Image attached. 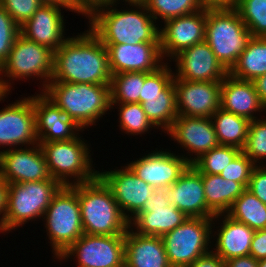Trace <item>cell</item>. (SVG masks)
<instances>
[{
	"instance_id": "cell-1",
	"label": "cell",
	"mask_w": 266,
	"mask_h": 267,
	"mask_svg": "<svg viewBox=\"0 0 266 267\" xmlns=\"http://www.w3.org/2000/svg\"><path fill=\"white\" fill-rule=\"evenodd\" d=\"M111 77L107 48L89 29L54 52L51 81L110 85Z\"/></svg>"
},
{
	"instance_id": "cell-2",
	"label": "cell",
	"mask_w": 266,
	"mask_h": 267,
	"mask_svg": "<svg viewBox=\"0 0 266 267\" xmlns=\"http://www.w3.org/2000/svg\"><path fill=\"white\" fill-rule=\"evenodd\" d=\"M113 3L95 11L89 18V30L103 44H139L160 42L159 26L145 5L116 8ZM136 9V10H135Z\"/></svg>"
},
{
	"instance_id": "cell-3",
	"label": "cell",
	"mask_w": 266,
	"mask_h": 267,
	"mask_svg": "<svg viewBox=\"0 0 266 267\" xmlns=\"http://www.w3.org/2000/svg\"><path fill=\"white\" fill-rule=\"evenodd\" d=\"M43 93L83 131L111 110L109 84L50 81Z\"/></svg>"
},
{
	"instance_id": "cell-4",
	"label": "cell",
	"mask_w": 266,
	"mask_h": 267,
	"mask_svg": "<svg viewBox=\"0 0 266 267\" xmlns=\"http://www.w3.org/2000/svg\"><path fill=\"white\" fill-rule=\"evenodd\" d=\"M78 200L84 234L125 235L129 229V220L98 176L93 181L78 184Z\"/></svg>"
},
{
	"instance_id": "cell-5",
	"label": "cell",
	"mask_w": 266,
	"mask_h": 267,
	"mask_svg": "<svg viewBox=\"0 0 266 267\" xmlns=\"http://www.w3.org/2000/svg\"><path fill=\"white\" fill-rule=\"evenodd\" d=\"M252 37L235 8H206L205 41L228 72Z\"/></svg>"
},
{
	"instance_id": "cell-6",
	"label": "cell",
	"mask_w": 266,
	"mask_h": 267,
	"mask_svg": "<svg viewBox=\"0 0 266 267\" xmlns=\"http://www.w3.org/2000/svg\"><path fill=\"white\" fill-rule=\"evenodd\" d=\"M85 142L87 140L78 135L70 140L39 143L51 177L62 186L87 183L98 176L92 166L90 146Z\"/></svg>"
},
{
	"instance_id": "cell-7",
	"label": "cell",
	"mask_w": 266,
	"mask_h": 267,
	"mask_svg": "<svg viewBox=\"0 0 266 267\" xmlns=\"http://www.w3.org/2000/svg\"><path fill=\"white\" fill-rule=\"evenodd\" d=\"M44 219V220H43ZM53 257L58 259L83 234L78 184L62 186L43 215Z\"/></svg>"
},
{
	"instance_id": "cell-8",
	"label": "cell",
	"mask_w": 266,
	"mask_h": 267,
	"mask_svg": "<svg viewBox=\"0 0 266 267\" xmlns=\"http://www.w3.org/2000/svg\"><path fill=\"white\" fill-rule=\"evenodd\" d=\"M53 70L54 51L19 34L8 58L0 67V79L4 90L10 93L14 80L25 81L36 77L42 82L43 92L52 79Z\"/></svg>"
},
{
	"instance_id": "cell-9",
	"label": "cell",
	"mask_w": 266,
	"mask_h": 267,
	"mask_svg": "<svg viewBox=\"0 0 266 267\" xmlns=\"http://www.w3.org/2000/svg\"><path fill=\"white\" fill-rule=\"evenodd\" d=\"M61 187L55 179L8 184L6 212L0 233H10L30 220L42 219Z\"/></svg>"
},
{
	"instance_id": "cell-10",
	"label": "cell",
	"mask_w": 266,
	"mask_h": 267,
	"mask_svg": "<svg viewBox=\"0 0 266 267\" xmlns=\"http://www.w3.org/2000/svg\"><path fill=\"white\" fill-rule=\"evenodd\" d=\"M212 222L213 218L188 217L181 225L161 237L171 267H188L211 251V242L215 243L210 238Z\"/></svg>"
},
{
	"instance_id": "cell-11",
	"label": "cell",
	"mask_w": 266,
	"mask_h": 267,
	"mask_svg": "<svg viewBox=\"0 0 266 267\" xmlns=\"http://www.w3.org/2000/svg\"><path fill=\"white\" fill-rule=\"evenodd\" d=\"M72 257L77 267H124V235L83 234L58 259L72 261Z\"/></svg>"
},
{
	"instance_id": "cell-12",
	"label": "cell",
	"mask_w": 266,
	"mask_h": 267,
	"mask_svg": "<svg viewBox=\"0 0 266 267\" xmlns=\"http://www.w3.org/2000/svg\"><path fill=\"white\" fill-rule=\"evenodd\" d=\"M188 217L170 203L165 187L154 188L142 210L129 221V228L141 235L162 237Z\"/></svg>"
},
{
	"instance_id": "cell-13",
	"label": "cell",
	"mask_w": 266,
	"mask_h": 267,
	"mask_svg": "<svg viewBox=\"0 0 266 267\" xmlns=\"http://www.w3.org/2000/svg\"><path fill=\"white\" fill-rule=\"evenodd\" d=\"M12 103L0 109V147L13 149L38 144L33 95Z\"/></svg>"
},
{
	"instance_id": "cell-14",
	"label": "cell",
	"mask_w": 266,
	"mask_h": 267,
	"mask_svg": "<svg viewBox=\"0 0 266 267\" xmlns=\"http://www.w3.org/2000/svg\"><path fill=\"white\" fill-rule=\"evenodd\" d=\"M98 177L110 189L124 216L130 221L143 208L154 188L141 180L126 164L120 169L98 171Z\"/></svg>"
},
{
	"instance_id": "cell-15",
	"label": "cell",
	"mask_w": 266,
	"mask_h": 267,
	"mask_svg": "<svg viewBox=\"0 0 266 267\" xmlns=\"http://www.w3.org/2000/svg\"><path fill=\"white\" fill-rule=\"evenodd\" d=\"M0 176L8 184L53 179L39 143L0 151Z\"/></svg>"
},
{
	"instance_id": "cell-16",
	"label": "cell",
	"mask_w": 266,
	"mask_h": 267,
	"mask_svg": "<svg viewBox=\"0 0 266 267\" xmlns=\"http://www.w3.org/2000/svg\"><path fill=\"white\" fill-rule=\"evenodd\" d=\"M163 23L164 27L159 28V41L165 61L172 60L182 50L205 41L206 8Z\"/></svg>"
},
{
	"instance_id": "cell-17",
	"label": "cell",
	"mask_w": 266,
	"mask_h": 267,
	"mask_svg": "<svg viewBox=\"0 0 266 267\" xmlns=\"http://www.w3.org/2000/svg\"><path fill=\"white\" fill-rule=\"evenodd\" d=\"M178 116L211 118L220 108L221 81H187L173 77Z\"/></svg>"
},
{
	"instance_id": "cell-18",
	"label": "cell",
	"mask_w": 266,
	"mask_h": 267,
	"mask_svg": "<svg viewBox=\"0 0 266 267\" xmlns=\"http://www.w3.org/2000/svg\"><path fill=\"white\" fill-rule=\"evenodd\" d=\"M166 132L165 134L170 135L173 141H176L181 146L180 148L188 151L186 152V154L189 153L187 156L185 154L181 156L189 164H192L201 155L220 145L211 118L177 116Z\"/></svg>"
},
{
	"instance_id": "cell-19",
	"label": "cell",
	"mask_w": 266,
	"mask_h": 267,
	"mask_svg": "<svg viewBox=\"0 0 266 267\" xmlns=\"http://www.w3.org/2000/svg\"><path fill=\"white\" fill-rule=\"evenodd\" d=\"M156 150V151H155ZM141 158L132 160L127 165L144 182L153 188L167 187L174 184L190 165L180 154L157 148ZM161 150V151H160Z\"/></svg>"
},
{
	"instance_id": "cell-20",
	"label": "cell",
	"mask_w": 266,
	"mask_h": 267,
	"mask_svg": "<svg viewBox=\"0 0 266 267\" xmlns=\"http://www.w3.org/2000/svg\"><path fill=\"white\" fill-rule=\"evenodd\" d=\"M104 45L107 48L109 68L112 75L122 72L151 73L165 64L160 42Z\"/></svg>"
},
{
	"instance_id": "cell-21",
	"label": "cell",
	"mask_w": 266,
	"mask_h": 267,
	"mask_svg": "<svg viewBox=\"0 0 266 267\" xmlns=\"http://www.w3.org/2000/svg\"><path fill=\"white\" fill-rule=\"evenodd\" d=\"M172 59L176 62L174 76L180 80L222 81L229 74L206 41L182 50Z\"/></svg>"
},
{
	"instance_id": "cell-22",
	"label": "cell",
	"mask_w": 266,
	"mask_h": 267,
	"mask_svg": "<svg viewBox=\"0 0 266 267\" xmlns=\"http://www.w3.org/2000/svg\"><path fill=\"white\" fill-rule=\"evenodd\" d=\"M36 136L38 143L64 141L76 138L83 130L43 92L33 95Z\"/></svg>"
},
{
	"instance_id": "cell-23",
	"label": "cell",
	"mask_w": 266,
	"mask_h": 267,
	"mask_svg": "<svg viewBox=\"0 0 266 267\" xmlns=\"http://www.w3.org/2000/svg\"><path fill=\"white\" fill-rule=\"evenodd\" d=\"M170 203L190 218H214L206 204L202 174L189 165L178 180L165 187Z\"/></svg>"
},
{
	"instance_id": "cell-24",
	"label": "cell",
	"mask_w": 266,
	"mask_h": 267,
	"mask_svg": "<svg viewBox=\"0 0 266 267\" xmlns=\"http://www.w3.org/2000/svg\"><path fill=\"white\" fill-rule=\"evenodd\" d=\"M61 11L57 6L40 5L32 17L20 27V34L55 52L69 38L65 37L66 22Z\"/></svg>"
},
{
	"instance_id": "cell-25",
	"label": "cell",
	"mask_w": 266,
	"mask_h": 267,
	"mask_svg": "<svg viewBox=\"0 0 266 267\" xmlns=\"http://www.w3.org/2000/svg\"><path fill=\"white\" fill-rule=\"evenodd\" d=\"M219 218L220 220L223 219L222 223L218 224L220 226L215 227V222L219 221ZM213 220L215 222H212V228L218 229L220 227L217 231L212 229L213 238L211 237V239H216L215 245L212 243L216 247L212 248L215 254L225 262L233 258L250 255L251 241L255 230L244 223L232 219L227 214H217Z\"/></svg>"
},
{
	"instance_id": "cell-26",
	"label": "cell",
	"mask_w": 266,
	"mask_h": 267,
	"mask_svg": "<svg viewBox=\"0 0 266 267\" xmlns=\"http://www.w3.org/2000/svg\"><path fill=\"white\" fill-rule=\"evenodd\" d=\"M220 108L249 121L258 119L257 112L266 113L253 81L240 80L230 74L221 81Z\"/></svg>"
},
{
	"instance_id": "cell-27",
	"label": "cell",
	"mask_w": 266,
	"mask_h": 267,
	"mask_svg": "<svg viewBox=\"0 0 266 267\" xmlns=\"http://www.w3.org/2000/svg\"><path fill=\"white\" fill-rule=\"evenodd\" d=\"M124 243V267H171L161 237L141 235L129 228Z\"/></svg>"
},
{
	"instance_id": "cell-28",
	"label": "cell",
	"mask_w": 266,
	"mask_h": 267,
	"mask_svg": "<svg viewBox=\"0 0 266 267\" xmlns=\"http://www.w3.org/2000/svg\"><path fill=\"white\" fill-rule=\"evenodd\" d=\"M206 204L215 214H226L234 201L246 189L241 183L220 175L202 174Z\"/></svg>"
},
{
	"instance_id": "cell-29",
	"label": "cell",
	"mask_w": 266,
	"mask_h": 267,
	"mask_svg": "<svg viewBox=\"0 0 266 267\" xmlns=\"http://www.w3.org/2000/svg\"><path fill=\"white\" fill-rule=\"evenodd\" d=\"M141 105L150 122L165 133L178 116L174 81L159 95L143 96Z\"/></svg>"
},
{
	"instance_id": "cell-30",
	"label": "cell",
	"mask_w": 266,
	"mask_h": 267,
	"mask_svg": "<svg viewBox=\"0 0 266 267\" xmlns=\"http://www.w3.org/2000/svg\"><path fill=\"white\" fill-rule=\"evenodd\" d=\"M266 73V37H252L229 74L237 79L253 81Z\"/></svg>"
},
{
	"instance_id": "cell-31",
	"label": "cell",
	"mask_w": 266,
	"mask_h": 267,
	"mask_svg": "<svg viewBox=\"0 0 266 267\" xmlns=\"http://www.w3.org/2000/svg\"><path fill=\"white\" fill-rule=\"evenodd\" d=\"M220 145L243 149L246 144L250 121L219 108L211 117Z\"/></svg>"
},
{
	"instance_id": "cell-32",
	"label": "cell",
	"mask_w": 266,
	"mask_h": 267,
	"mask_svg": "<svg viewBox=\"0 0 266 267\" xmlns=\"http://www.w3.org/2000/svg\"><path fill=\"white\" fill-rule=\"evenodd\" d=\"M226 214L255 231L266 229V205L247 188L234 201Z\"/></svg>"
},
{
	"instance_id": "cell-33",
	"label": "cell",
	"mask_w": 266,
	"mask_h": 267,
	"mask_svg": "<svg viewBox=\"0 0 266 267\" xmlns=\"http://www.w3.org/2000/svg\"><path fill=\"white\" fill-rule=\"evenodd\" d=\"M144 83V72H122L112 75L111 103H139Z\"/></svg>"
},
{
	"instance_id": "cell-34",
	"label": "cell",
	"mask_w": 266,
	"mask_h": 267,
	"mask_svg": "<svg viewBox=\"0 0 266 267\" xmlns=\"http://www.w3.org/2000/svg\"><path fill=\"white\" fill-rule=\"evenodd\" d=\"M114 107L118 108L119 112V129L125 134L131 136L140 134L141 136L147 133L150 128H155L156 130V127L147 118L140 103H111V109Z\"/></svg>"
},
{
	"instance_id": "cell-35",
	"label": "cell",
	"mask_w": 266,
	"mask_h": 267,
	"mask_svg": "<svg viewBox=\"0 0 266 267\" xmlns=\"http://www.w3.org/2000/svg\"><path fill=\"white\" fill-rule=\"evenodd\" d=\"M145 6L155 21L162 19L164 22L204 8L200 0H147Z\"/></svg>"
},
{
	"instance_id": "cell-36",
	"label": "cell",
	"mask_w": 266,
	"mask_h": 267,
	"mask_svg": "<svg viewBox=\"0 0 266 267\" xmlns=\"http://www.w3.org/2000/svg\"><path fill=\"white\" fill-rule=\"evenodd\" d=\"M241 151L234 146L219 145L201 155L191 165L201 174L220 175Z\"/></svg>"
},
{
	"instance_id": "cell-37",
	"label": "cell",
	"mask_w": 266,
	"mask_h": 267,
	"mask_svg": "<svg viewBox=\"0 0 266 267\" xmlns=\"http://www.w3.org/2000/svg\"><path fill=\"white\" fill-rule=\"evenodd\" d=\"M235 9L253 37H266V0H239Z\"/></svg>"
},
{
	"instance_id": "cell-38",
	"label": "cell",
	"mask_w": 266,
	"mask_h": 267,
	"mask_svg": "<svg viewBox=\"0 0 266 267\" xmlns=\"http://www.w3.org/2000/svg\"><path fill=\"white\" fill-rule=\"evenodd\" d=\"M250 121L246 144L242 152L247 155L256 166H263L266 161V117Z\"/></svg>"
},
{
	"instance_id": "cell-39",
	"label": "cell",
	"mask_w": 266,
	"mask_h": 267,
	"mask_svg": "<svg viewBox=\"0 0 266 267\" xmlns=\"http://www.w3.org/2000/svg\"><path fill=\"white\" fill-rule=\"evenodd\" d=\"M166 63L154 72H144L142 95L139 97L140 104L143 103V96L159 95L173 81L174 72L169 67V63Z\"/></svg>"
},
{
	"instance_id": "cell-40",
	"label": "cell",
	"mask_w": 266,
	"mask_h": 267,
	"mask_svg": "<svg viewBox=\"0 0 266 267\" xmlns=\"http://www.w3.org/2000/svg\"><path fill=\"white\" fill-rule=\"evenodd\" d=\"M20 34V27L9 13L0 6V67L8 58L14 42Z\"/></svg>"
},
{
	"instance_id": "cell-41",
	"label": "cell",
	"mask_w": 266,
	"mask_h": 267,
	"mask_svg": "<svg viewBox=\"0 0 266 267\" xmlns=\"http://www.w3.org/2000/svg\"><path fill=\"white\" fill-rule=\"evenodd\" d=\"M255 166L253 161L241 151L220 173V176L226 180L239 182L247 188L252 170Z\"/></svg>"
},
{
	"instance_id": "cell-42",
	"label": "cell",
	"mask_w": 266,
	"mask_h": 267,
	"mask_svg": "<svg viewBox=\"0 0 266 267\" xmlns=\"http://www.w3.org/2000/svg\"><path fill=\"white\" fill-rule=\"evenodd\" d=\"M40 5L38 0H0V6L9 13L19 27L32 17Z\"/></svg>"
},
{
	"instance_id": "cell-43",
	"label": "cell",
	"mask_w": 266,
	"mask_h": 267,
	"mask_svg": "<svg viewBox=\"0 0 266 267\" xmlns=\"http://www.w3.org/2000/svg\"><path fill=\"white\" fill-rule=\"evenodd\" d=\"M266 164L255 166L247 189L266 205Z\"/></svg>"
},
{
	"instance_id": "cell-44",
	"label": "cell",
	"mask_w": 266,
	"mask_h": 267,
	"mask_svg": "<svg viewBox=\"0 0 266 267\" xmlns=\"http://www.w3.org/2000/svg\"><path fill=\"white\" fill-rule=\"evenodd\" d=\"M71 12L81 14L88 19L95 11L114 3V0H70Z\"/></svg>"
},
{
	"instance_id": "cell-45",
	"label": "cell",
	"mask_w": 266,
	"mask_h": 267,
	"mask_svg": "<svg viewBox=\"0 0 266 267\" xmlns=\"http://www.w3.org/2000/svg\"><path fill=\"white\" fill-rule=\"evenodd\" d=\"M250 255L256 260L266 258V229L255 231L251 241Z\"/></svg>"
},
{
	"instance_id": "cell-46",
	"label": "cell",
	"mask_w": 266,
	"mask_h": 267,
	"mask_svg": "<svg viewBox=\"0 0 266 267\" xmlns=\"http://www.w3.org/2000/svg\"><path fill=\"white\" fill-rule=\"evenodd\" d=\"M188 267H225V261L211 250L196 259Z\"/></svg>"
},
{
	"instance_id": "cell-47",
	"label": "cell",
	"mask_w": 266,
	"mask_h": 267,
	"mask_svg": "<svg viewBox=\"0 0 266 267\" xmlns=\"http://www.w3.org/2000/svg\"><path fill=\"white\" fill-rule=\"evenodd\" d=\"M225 267H258V260L251 255L241 256L227 260Z\"/></svg>"
},
{
	"instance_id": "cell-48",
	"label": "cell",
	"mask_w": 266,
	"mask_h": 267,
	"mask_svg": "<svg viewBox=\"0 0 266 267\" xmlns=\"http://www.w3.org/2000/svg\"><path fill=\"white\" fill-rule=\"evenodd\" d=\"M7 195H8V183L0 176V229L3 226V221L5 217Z\"/></svg>"
},
{
	"instance_id": "cell-49",
	"label": "cell",
	"mask_w": 266,
	"mask_h": 267,
	"mask_svg": "<svg viewBox=\"0 0 266 267\" xmlns=\"http://www.w3.org/2000/svg\"><path fill=\"white\" fill-rule=\"evenodd\" d=\"M239 0H200L204 8H235Z\"/></svg>"
},
{
	"instance_id": "cell-50",
	"label": "cell",
	"mask_w": 266,
	"mask_h": 267,
	"mask_svg": "<svg viewBox=\"0 0 266 267\" xmlns=\"http://www.w3.org/2000/svg\"><path fill=\"white\" fill-rule=\"evenodd\" d=\"M253 83L262 104L266 107V73L253 80Z\"/></svg>"
},
{
	"instance_id": "cell-51",
	"label": "cell",
	"mask_w": 266,
	"mask_h": 267,
	"mask_svg": "<svg viewBox=\"0 0 266 267\" xmlns=\"http://www.w3.org/2000/svg\"><path fill=\"white\" fill-rule=\"evenodd\" d=\"M41 5H52L62 8H65L67 11H71V3L70 0H38Z\"/></svg>"
},
{
	"instance_id": "cell-52",
	"label": "cell",
	"mask_w": 266,
	"mask_h": 267,
	"mask_svg": "<svg viewBox=\"0 0 266 267\" xmlns=\"http://www.w3.org/2000/svg\"><path fill=\"white\" fill-rule=\"evenodd\" d=\"M122 2V0H121ZM123 2H125V5H145V3L147 2V0H123ZM127 2V4H126ZM114 3H116L117 5L121 4L120 0H114Z\"/></svg>"
},
{
	"instance_id": "cell-53",
	"label": "cell",
	"mask_w": 266,
	"mask_h": 267,
	"mask_svg": "<svg viewBox=\"0 0 266 267\" xmlns=\"http://www.w3.org/2000/svg\"><path fill=\"white\" fill-rule=\"evenodd\" d=\"M9 93H7L1 83V79H0V101H2L3 99L5 100V98H7L6 96H8Z\"/></svg>"
},
{
	"instance_id": "cell-54",
	"label": "cell",
	"mask_w": 266,
	"mask_h": 267,
	"mask_svg": "<svg viewBox=\"0 0 266 267\" xmlns=\"http://www.w3.org/2000/svg\"><path fill=\"white\" fill-rule=\"evenodd\" d=\"M258 267H266V258L258 260Z\"/></svg>"
}]
</instances>
